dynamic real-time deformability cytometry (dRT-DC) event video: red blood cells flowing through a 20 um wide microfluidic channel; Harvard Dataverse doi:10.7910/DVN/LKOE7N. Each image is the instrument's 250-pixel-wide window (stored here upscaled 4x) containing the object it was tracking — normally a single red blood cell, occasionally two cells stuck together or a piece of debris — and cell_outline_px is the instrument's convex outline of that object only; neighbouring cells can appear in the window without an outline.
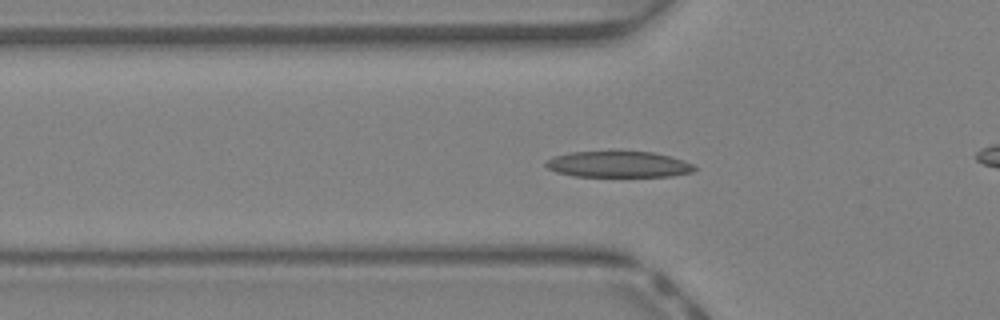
{"species": "Egyptian fruit bat (a non-hibernating species)", "species_latin": "Rousettus aegyptiacus", "temperature_condition": "warm", "stored_images_in_passage": 45, "camera_frame_rate_fps": 3000, "um_per_image_px": 0.085, "animal": {"sex": "female"}, "frame": {"image": 1, "passage_image": 15, "time_ms": 4.667, "image_size_px": [1000, 320], "cell_outline_px": [[696, 168], [692, 172], [672, 176], [572, 176], [556, 172], [548, 168], [544, 164], [552, 156], [572, 152], [612, 148], [652, 152], [684, 160], [692, 164]], "centroid_in_image_um": [52.52, 13.92], "position_along_channel_um": 73.3, "area_um2": 23.52}}
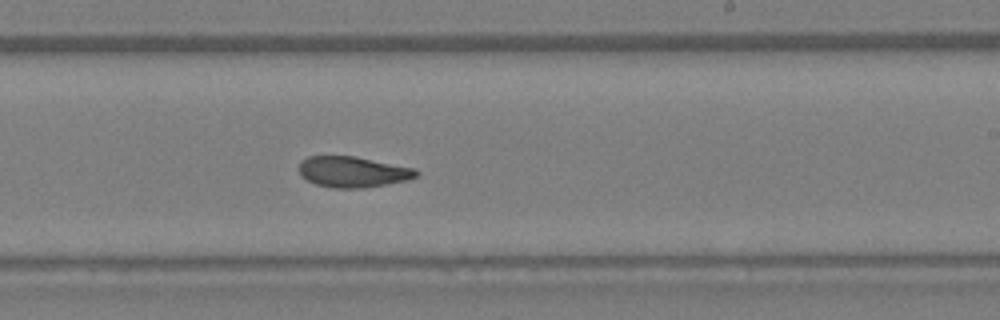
{"frame": {"image": 2, "passage_image": 27, "time_ms": 8.667, "image_size_px": [1000, 320], "cell_outline_px": [[420, 172], [416, 176], [408, 180], [364, 188], [332, 188], [316, 184], [300, 176], [300, 160], [308, 156], [356, 156], [416, 168]], "centroid_in_image_um": [30.01, 14.6], "position_along_channel_um": 259.0, "area_um2": 21.21}}
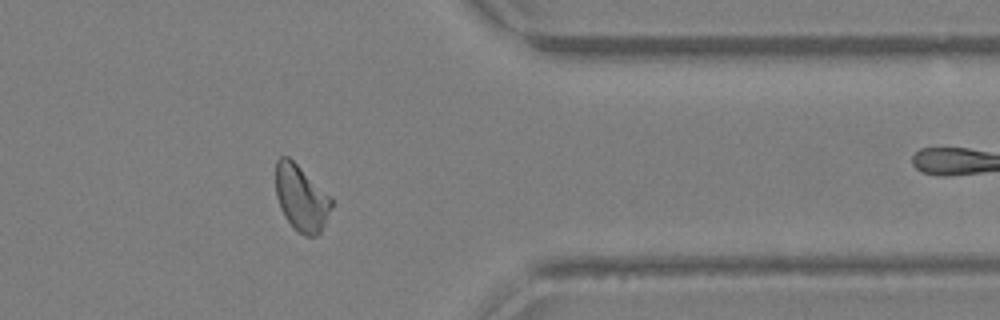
{"frame": {"image": 3, "passage_image": 36, "time_ms": 11.667, "image_size_px": [1000, 320], "cell_outline_px": [[332, 204], [324, 224], [320, 232], [316, 236], [304, 236], [284, 216], [280, 208], [276, 196], [276, 160], [280, 156], [288, 156], [332, 196]], "centroid_in_image_um": [25.6, 16.8], "position_along_channel_um": 385.8, "area_um2": 21.27}, "authors_computed_cell_mechanics": {"area_um2": 21.5594, "velocity_mm_per_s": 4.6351, "shape_relaxation_time_tau1_ms": 6.7536, "shape_relaxation_time_tau2_ms": 4.6319, "deformation_change_tau1": 0.2051, "deformation_change_tau2": 0.0727}}